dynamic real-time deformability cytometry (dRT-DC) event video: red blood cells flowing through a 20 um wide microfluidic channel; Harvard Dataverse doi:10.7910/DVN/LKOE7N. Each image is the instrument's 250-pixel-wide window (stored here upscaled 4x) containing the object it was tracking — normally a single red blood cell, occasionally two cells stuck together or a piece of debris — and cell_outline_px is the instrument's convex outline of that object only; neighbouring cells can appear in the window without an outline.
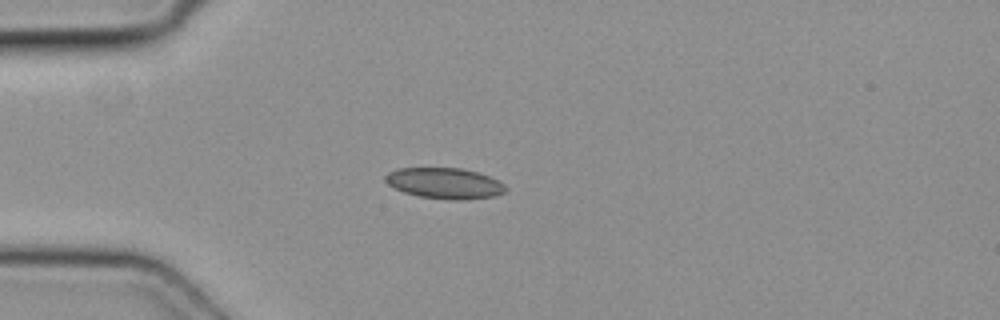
{"species": "common noctule bat (a hibernating species)", "species_latin": "Nyctalus noctula", "temperature_condition": "cold", "stored_images_in_passage": 3, "camera_frame_rate_fps": 3000, "um_per_image_px": 0.085, "animal": {"sex": "female", "body_mass_g": 19.3, "forearm_length_mm": 54.1}, "frame": {"image": 1, "passage_image": 3, "time_ms": 0.667, "image_size_px": [1000, 320], "cell_outline_px": [[508, 188], [504, 192], [496, 196], [460, 200], [448, 200], [416, 196], [404, 192], [388, 184], [384, 180], [384, 176], [388, 172], [396, 168], [460, 168], [476, 172], [488, 176], [504, 184]], "centroid_in_image_um": [37.77, 15.58], "position_along_channel_um": 47.2, "area_um2": 21.68}}